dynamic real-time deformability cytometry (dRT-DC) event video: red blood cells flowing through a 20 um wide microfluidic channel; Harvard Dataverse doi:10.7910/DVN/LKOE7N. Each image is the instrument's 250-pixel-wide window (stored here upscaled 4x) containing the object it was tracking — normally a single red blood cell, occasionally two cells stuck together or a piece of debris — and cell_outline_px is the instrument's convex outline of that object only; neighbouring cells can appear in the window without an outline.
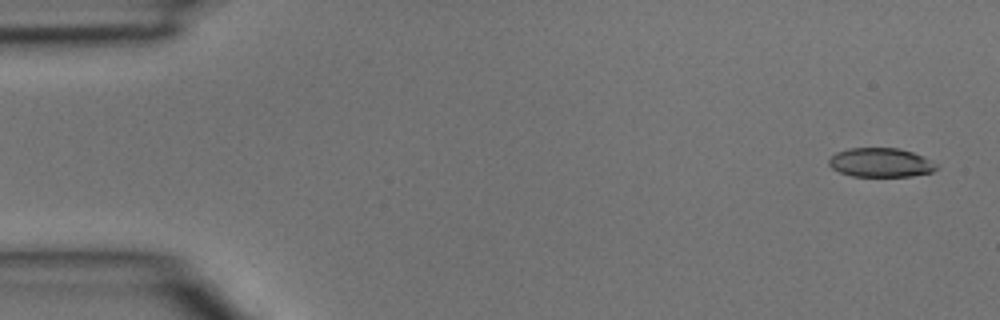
{"species": "common noctule bat (a hibernating species)", "species_latin": "Nyctalus noctula", "temperature_condition": "room temperature", "stored_images_in_passage": 2, "segment_of_instrument_passage": [2, 2], "camera_frame_rate_fps": 3000, "um_per_image_px": 0.085, "animal": {"sex": "male", "body_mass_g": 15.6}, "frame": {"image": 1, "passage_image": 2, "time_ms": 0.333, "image_size_px": [1000, 320], "cell_outline_px": [[936, 168], [932, 172], [912, 176], [852, 176], [840, 172], [832, 168], [828, 164], [828, 160], [836, 152], [852, 148], [896, 148], [912, 152], [924, 156], [932, 160], [936, 164]], "centroid_in_image_um": [74.86, 13.82], "position_along_channel_um": 10.1, "area_um2": 18.15}}